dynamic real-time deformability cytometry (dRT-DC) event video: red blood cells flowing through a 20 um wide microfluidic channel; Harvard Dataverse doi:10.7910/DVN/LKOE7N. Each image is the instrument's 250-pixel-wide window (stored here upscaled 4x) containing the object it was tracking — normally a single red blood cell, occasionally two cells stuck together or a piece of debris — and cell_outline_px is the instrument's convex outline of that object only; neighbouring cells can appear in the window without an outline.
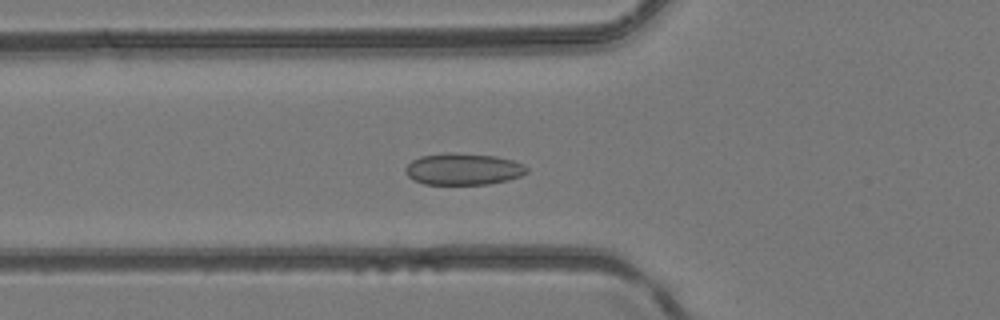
{"species": "common noctule bat (a hibernating species)", "species_latin": "Nyctalus noctula", "temperature_condition": "room temperature", "stored_images_in_passage": 34, "camera_frame_rate_fps": 3000, "um_per_image_px": 0.085, "animal": {"sex": "female", "body_mass_g": 24.6, "forearm_length_mm": 56.2}, "frame": {"image": 1, "passage_image": 3, "time_ms": 0.667, "image_size_px": [1000, 320], "cell_outline_px": [[528, 172], [520, 176], [508, 180], [488, 184], [424, 184], [408, 176], [404, 172], [404, 168], [412, 160], [420, 156], [448, 152], [496, 156], [512, 160], [524, 164], [528, 168]], "centroid_in_image_um": [39.38, 14.37], "position_along_channel_um": 86.4, "area_um2": 22.43}}
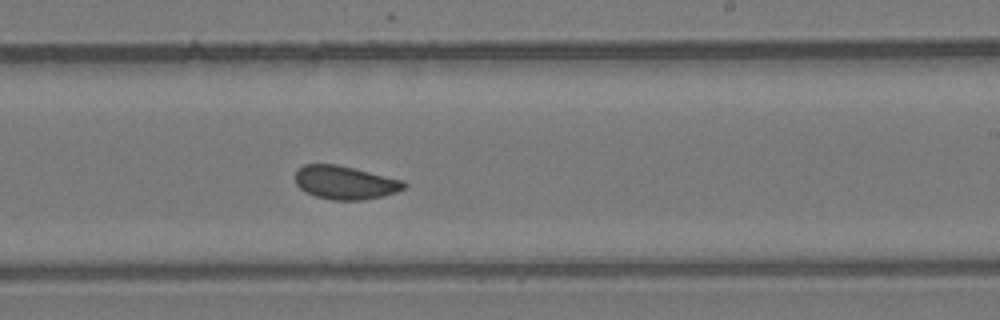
{"frame": {"image": 2, "passage_image": 15, "time_ms": 4.667, "image_size_px": [1000, 320], "cell_outline_px": [[408, 184], [404, 188], [396, 192], [384, 196], [360, 200], [332, 200], [316, 196], [304, 192], [296, 184], [296, 172], [304, 164], [336, 164], [404, 180]], "centroid_in_image_um": [29.34, 15.52], "position_along_channel_um": 259.7, "area_um2": 21.15}}
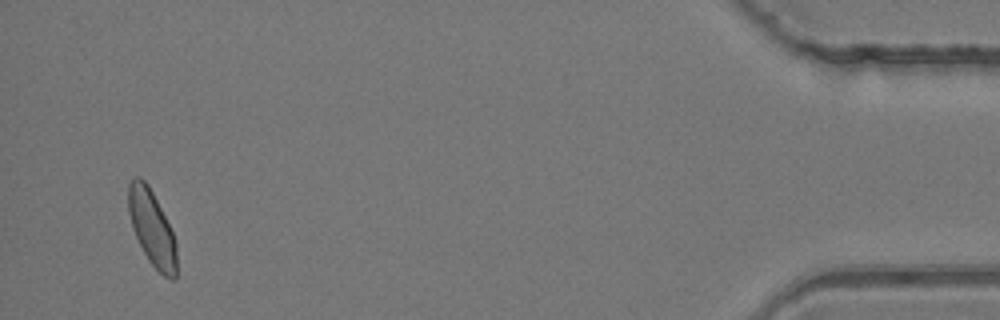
{"frame": {"image": 3, "passage_image": 32, "time_ms": 10.333, "image_size_px": [1000, 320], "cell_outline_px": [[176, 280], [172, 280], [164, 276], [148, 260], [132, 228], [128, 212], [128, 184], [136, 176], [140, 176], [148, 184], [172, 232], [176, 244]], "centroid_in_image_um": [12.9, 19.38], "position_along_channel_um": 422.3, "area_um2": 20.87}}